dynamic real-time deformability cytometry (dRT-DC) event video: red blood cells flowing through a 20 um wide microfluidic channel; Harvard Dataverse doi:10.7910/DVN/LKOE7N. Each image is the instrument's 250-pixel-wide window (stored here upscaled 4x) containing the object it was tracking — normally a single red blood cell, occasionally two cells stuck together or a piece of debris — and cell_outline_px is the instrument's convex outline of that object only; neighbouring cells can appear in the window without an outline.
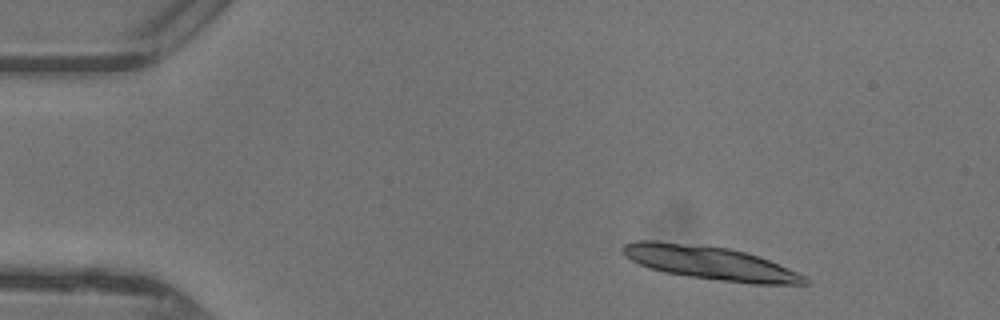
{"species": "common noctule bat (a hibernating species)", "species_latin": "Nyctalus noctula", "temperature_condition": "warm", "stored_images_in_passage": 29, "camera_frame_rate_fps": 3000, "um_per_image_px": 0.085, "animal": {"sex": "female"}, "frame": {"image": 1, "passage_image": 1, "time_ms": 0.0, "image_size_px": [1000, 320], "cell_outline_px": [[808, 284], [752, 284], [688, 276], [664, 272], [648, 268], [632, 260], [620, 248], [624, 244], [636, 240], [656, 240], [728, 248], [744, 252], [768, 260], [788, 268], [804, 276], [808, 280]], "centroid_in_image_um": [60.32, 22.34], "position_along_channel_um": 24.7, "area_um2": 35.03}}
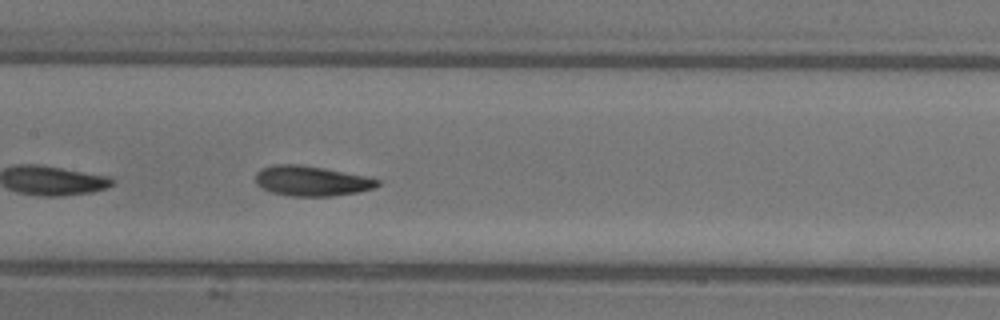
{"frame": {"image": 2, "passage_image": 18, "time_ms": 5.667, "image_size_px": [1000, 320], "cell_outline_px": [[380, 184], [372, 188], [356, 192], [332, 196], [292, 196], [272, 192], [256, 184], [256, 172], [264, 168], [276, 164], [300, 164], [324, 168], [364, 176], [380, 180]], "centroid_in_image_um": [26.46, 15.37], "position_along_channel_um": 180.9, "area_um2": 21.04}}
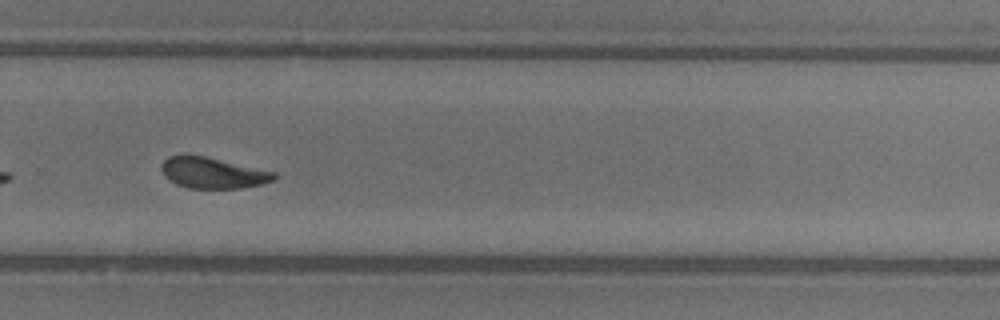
{"frame": {"image": 3, "passage_image": 27, "time_ms": 8.667, "image_size_px": [1000, 320], "cell_outline_px": [[276, 176], [272, 180], [264, 184], [240, 188], [188, 188], [176, 184], [168, 180], [164, 176], [160, 168], [160, 164], [168, 156], [184, 152], [204, 156], [276, 172]], "centroid_in_image_um": [18.0, 14.67], "position_along_channel_um": 311.8, "area_um2": 20.69}}